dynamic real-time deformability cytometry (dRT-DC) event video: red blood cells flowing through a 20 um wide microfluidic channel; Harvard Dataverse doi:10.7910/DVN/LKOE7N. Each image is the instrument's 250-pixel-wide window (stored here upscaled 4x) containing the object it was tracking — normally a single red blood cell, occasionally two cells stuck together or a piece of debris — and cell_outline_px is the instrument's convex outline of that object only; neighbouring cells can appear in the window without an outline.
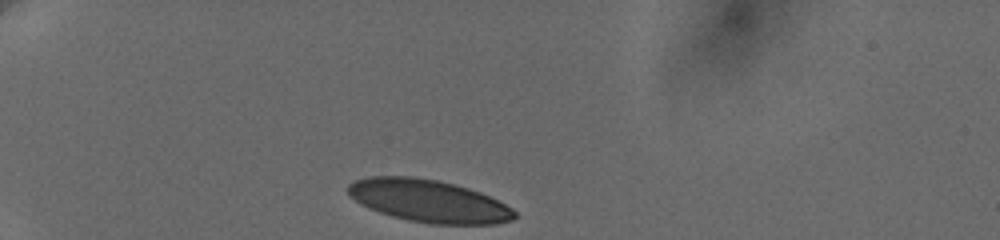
{"species": "human", "species_latin": "Homo sapiens", "temperature_condition": "cold", "stored_images_in_passage": 28, "camera_frame_rate_fps": 3000, "um_per_image_px": 0.085, "donor": {"sex": "female"}, "frame": {"image": 1, "passage_image": 1, "time_ms": 0.0, "image_size_px": [1000, 240], "cell_outline_px": [[516, 216], [512, 220], [496, 224], [432, 224], [408, 220], [392, 216], [368, 208], [360, 204], [348, 196], [348, 184], [356, 180], [368, 176], [416, 176], [436, 180], [468, 188], [480, 192], [512, 208], [516, 212]], "centroid_in_image_um": [36.4, 17.08], "position_along_channel_um": 48.6, "area_um2": 41.21}}
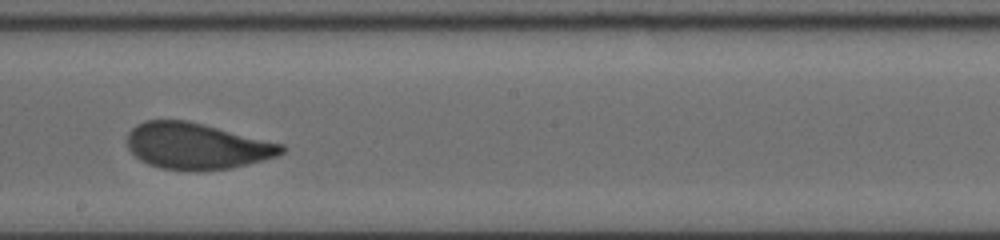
{"frame": {"image": 2, "passage_image": 16, "time_ms": 6.333, "image_size_px": [1000, 240], "cell_outline_px": [[288, 148], [284, 152], [276, 156], [264, 160], [232, 168], [196, 172], [188, 172], [160, 168], [148, 164], [140, 160], [128, 148], [128, 132], [136, 124], [144, 120], [188, 120], [284, 144]], "centroid_in_image_um": [16.73, 12.43], "position_along_channel_um": 231.5, "area_um2": 42.14}}
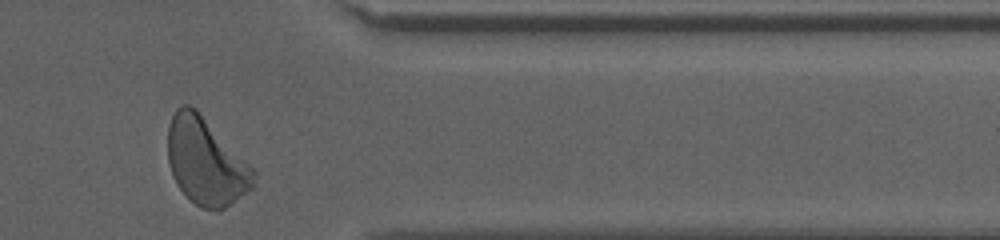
{"frame": {"image": 3, "passage_image": 27, "time_ms": 11.0, "image_size_px": [1000, 240], "cell_outline_px": [[256, 172], [252, 188], [224, 208], [200, 208], [176, 184], [172, 176], [168, 160], [168, 128], [172, 116], [176, 108], [180, 104], [188, 104], [196, 108], [256, 168]], "centroid_in_image_um": [17.51, 13.67], "position_along_channel_um": 393.9, "area_um2": 43.58}, "authors_computed_cell_mechanics": {"area_um2": 42.2229, "velocity_mm_per_s": 3.6262, "shape_relaxation_time_tau1_ms": 3.2314, "shape_relaxation_time_tau2_ms": null, "deformation_change_tau1": 0.1298, "deformation_change_tau2": null}}